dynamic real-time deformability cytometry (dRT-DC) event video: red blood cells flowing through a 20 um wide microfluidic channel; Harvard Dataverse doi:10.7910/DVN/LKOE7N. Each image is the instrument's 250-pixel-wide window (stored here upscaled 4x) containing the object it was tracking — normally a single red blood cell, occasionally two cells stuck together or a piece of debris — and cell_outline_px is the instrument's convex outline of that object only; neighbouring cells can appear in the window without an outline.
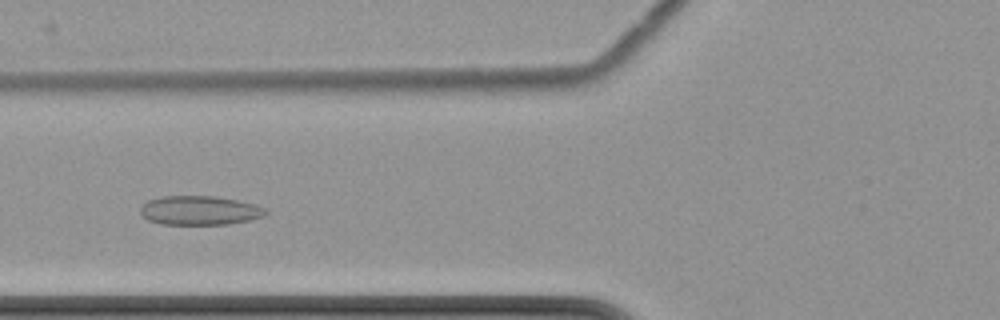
{"species": "common noctule bat (a hibernating species)", "species_latin": "Nyctalus noctula", "temperature_condition": "cold", "stored_images_in_passage": 5, "camera_frame_rate_fps": 3000, "um_per_image_px": 0.085, "animal": {"sex": "female", "body_mass_g": 22.7, "forearm_length_mm": 54.2}, "frame": {"image": 1, "passage_image": 3, "time_ms": 3.0, "image_size_px": [1000, 320], "cell_outline_px": [[268, 212], [264, 216], [248, 220], [228, 224], [164, 224], [148, 220], [140, 212], [140, 208], [148, 200], [164, 196], [212, 196], [236, 200], [256, 204], [264, 208]], "centroid_in_image_um": [16.98, 17.88], "position_along_channel_um": 108.8, "area_um2": 21.04}}
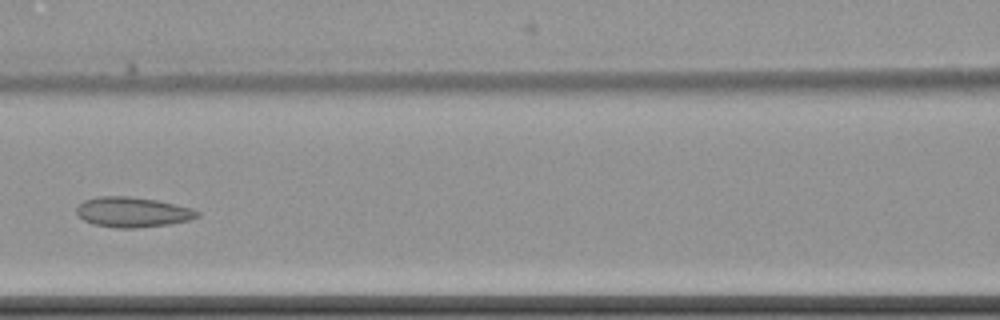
{"frame": {"image": 2, "passage_image": 4, "time_ms": 4.333, "image_size_px": [1000, 320], "cell_outline_px": [[200, 216], [188, 220], [168, 224], [136, 228], [116, 228], [92, 224], [84, 220], [76, 212], [76, 208], [84, 200], [96, 196], [128, 196], [156, 200], [192, 208], [200, 212]], "centroid_in_image_um": [11.25, 18.03], "position_along_channel_um": 155.3, "area_um2": 21.15}}
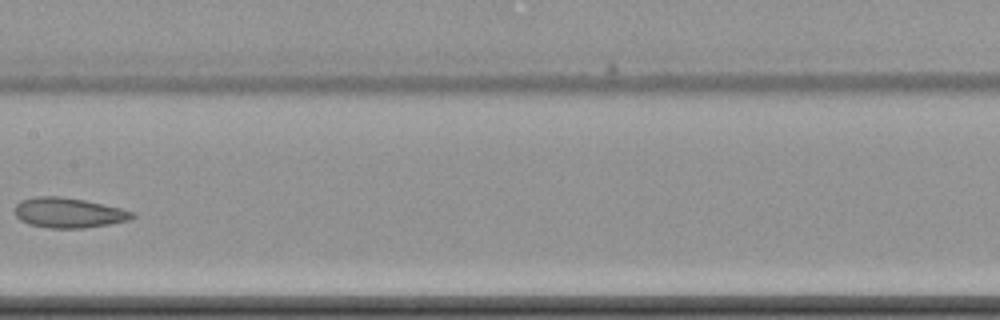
{"frame": {"image": 3, "passage_image": 5, "time_ms": 5.667, "image_size_px": [1000, 320], "cell_outline_px": [[136, 216], [128, 220], [108, 224], [84, 228], [48, 228], [32, 224], [20, 220], [16, 216], [16, 204], [20, 200], [32, 196], [60, 196], [84, 200], [120, 208], [136, 212]], "centroid_in_image_um": [5.83, 18.07], "position_along_channel_um": 201.6, "area_um2": 20.52}}